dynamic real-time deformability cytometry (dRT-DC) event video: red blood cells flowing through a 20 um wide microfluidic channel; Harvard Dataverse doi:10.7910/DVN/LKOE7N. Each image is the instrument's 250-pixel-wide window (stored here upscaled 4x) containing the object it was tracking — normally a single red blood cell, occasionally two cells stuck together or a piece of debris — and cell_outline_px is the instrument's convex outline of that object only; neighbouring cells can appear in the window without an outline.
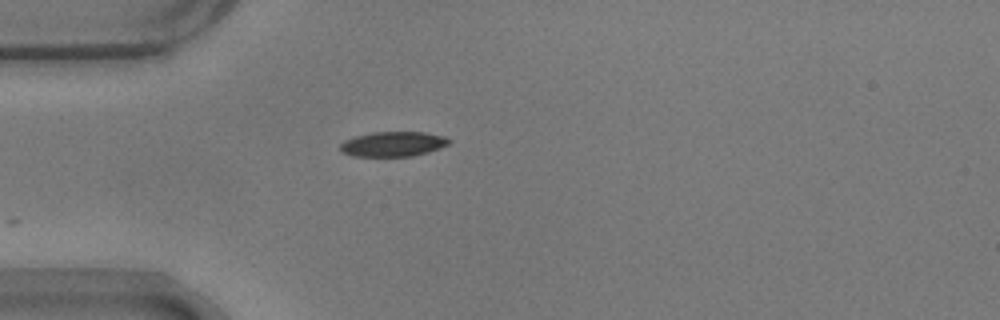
{"species": "common noctule bat (a hibernating species)", "species_latin": "Nyctalus noctula", "temperature_condition": "warm", "stored_images_in_passage": 15, "camera_frame_rate_fps": 3000, "um_per_image_px": 0.085, "animal": {"sex": "male", "body_mass_g": 17.9}, "frame": {"image": 1, "passage_image": 1, "time_ms": 0.0, "image_size_px": [1000, 320], "cell_outline_px": [[452, 140], [448, 144], [440, 148], [428, 152], [412, 156], [352, 156], [344, 152], [340, 148], [340, 144], [344, 140], [356, 136], [372, 132], [424, 132], [444, 136]], "centroid_in_image_um": [33.43, 12.24], "position_along_channel_um": 51.6, "area_um2": 15.72}}
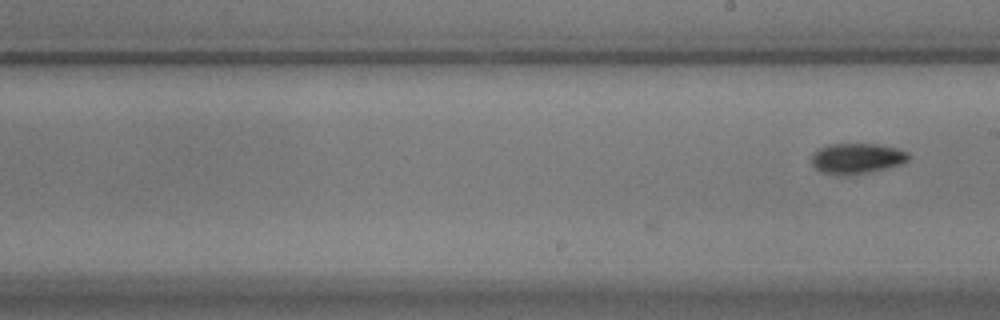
{"frame": {"image": 2, "passage_image": 15, "time_ms": 4.667, "image_size_px": [1000, 320], "cell_outline_px": [[912, 156], [904, 164], [868, 172], [844, 176], [820, 172], [812, 164], [812, 152], [828, 144], [876, 144], [896, 148], [908, 152]], "centroid_in_image_um": [72.84, 13.47], "position_along_channel_um": 216.2, "area_um2": 17.4}}